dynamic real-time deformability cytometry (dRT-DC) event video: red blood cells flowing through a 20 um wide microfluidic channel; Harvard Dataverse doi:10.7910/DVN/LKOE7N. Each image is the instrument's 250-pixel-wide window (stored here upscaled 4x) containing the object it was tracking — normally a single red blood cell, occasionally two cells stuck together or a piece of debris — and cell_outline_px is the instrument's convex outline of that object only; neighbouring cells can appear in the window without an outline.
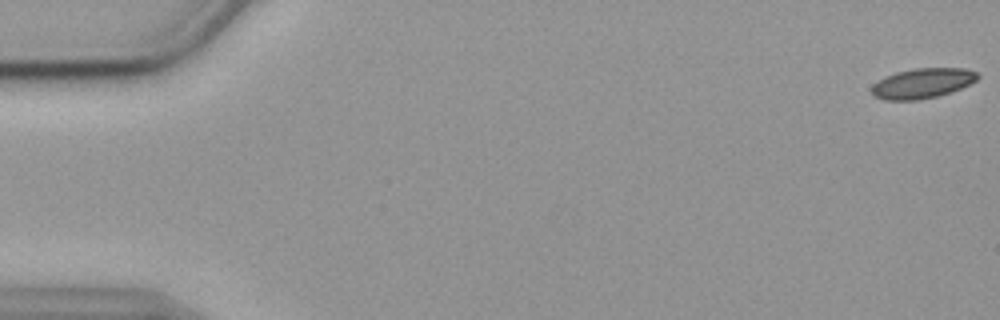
{"species": "common noctule bat (a hibernating species)", "species_latin": "Nyctalus noctula", "temperature_condition": "cold", "stored_images_in_passage": 57, "camera_frame_rate_fps": 3000, "um_per_image_px": 0.085, "animal": {"sex": "female", "body_mass_g": 19.9}, "frame": {"image": 1, "passage_image": 1, "time_ms": 0.0, "image_size_px": [1000, 320], "cell_outline_px": [[980, 76], [976, 80], [960, 88], [936, 96], [916, 100], [884, 100], [872, 96], [872, 84], [884, 76], [896, 72], [916, 68], [964, 68], [976, 72]], "centroid_in_image_um": [78.35, 7.07], "position_along_channel_um": 6.7, "area_um2": 18.44}}
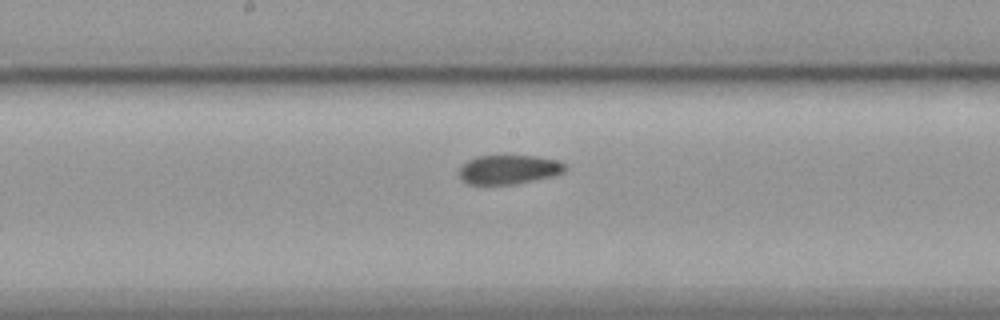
{"frame": {"image": 2, "passage_image": 30, "time_ms": 9.667, "image_size_px": [1000, 320], "cell_outline_px": [[568, 168], [564, 172], [556, 176], [512, 184], [468, 184], [460, 176], [460, 168], [468, 160], [476, 156], [536, 156], [560, 160], [568, 164]], "centroid_in_image_um": [43.35, 14.4], "position_along_channel_um": 204.9, "area_um2": 18.09}}
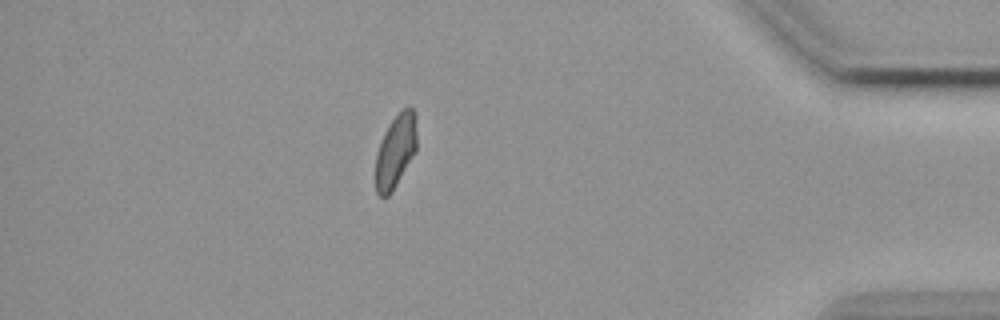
{"frame": {"image": 3, "passage_image": 50, "time_ms": 16.333, "image_size_px": [1000, 320], "cell_outline_px": [[416, 152], [392, 192], [388, 196], [380, 196], [376, 192], [376, 152], [380, 140], [388, 124], [404, 108], [412, 108], [416, 112]], "centroid_in_image_um": [33.63, 12.84], "position_along_channel_um": 401.6, "area_um2": 17.69}, "authors_computed_cell_mechanics": {"area_um2": 18.8428, "velocity_mm_per_s": 3.5643, "shape_relaxation_time_tau1_ms": null, "shape_relaxation_time_tau2_ms": 2.7876, "deformation_change_tau1": null, "deformation_change_tau2": 0.0745}}